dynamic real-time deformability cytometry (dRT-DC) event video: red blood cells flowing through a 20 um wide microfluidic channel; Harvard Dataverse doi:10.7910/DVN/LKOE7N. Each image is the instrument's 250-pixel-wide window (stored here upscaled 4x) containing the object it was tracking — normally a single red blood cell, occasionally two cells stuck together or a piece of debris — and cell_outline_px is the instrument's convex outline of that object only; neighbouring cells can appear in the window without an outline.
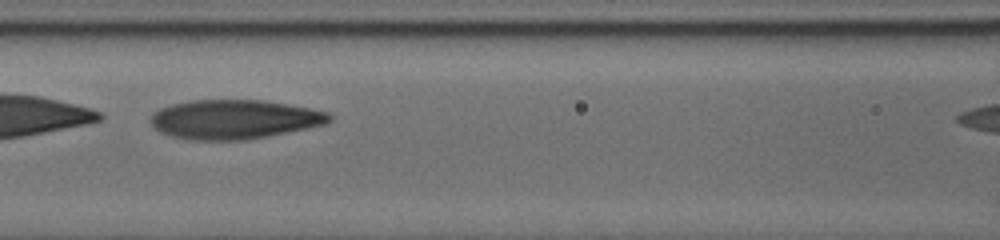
{"species": "human", "species_latin": "Homo sapiens", "temperature_condition": "cold", "stored_images_in_passage": 8, "segment_of_instrument_passage": [1, 2], "camera_frame_rate_fps": 3000, "um_per_image_px": 0.085, "donor": {"sex": "male"}, "frame": {"image": 1, "passage_image": 6, "time_ms": 4.0, "image_size_px": [1000, 240], "cell_outline_px": [[332, 120], [324, 124], [244, 140], [188, 140], [172, 136], [160, 132], [152, 128], [152, 112], [160, 108], [172, 104], [192, 100], [264, 100], [308, 108], [328, 112], [332, 116]], "centroid_in_image_um": [19.85, 10.14], "position_along_channel_um": 146.8, "area_um2": 40.52}}